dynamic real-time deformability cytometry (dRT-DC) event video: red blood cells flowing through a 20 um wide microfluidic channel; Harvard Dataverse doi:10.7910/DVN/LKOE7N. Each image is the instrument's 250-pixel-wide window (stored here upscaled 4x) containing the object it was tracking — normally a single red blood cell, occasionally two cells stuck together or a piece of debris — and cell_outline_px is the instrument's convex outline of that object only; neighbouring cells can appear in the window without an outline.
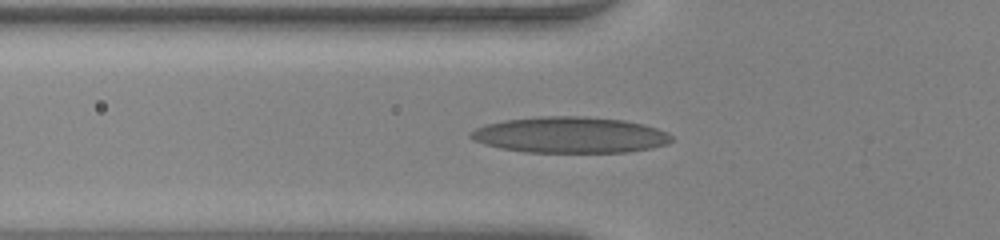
{"species": "human", "species_latin": "Homo sapiens", "temperature_condition": "warm", "stored_images_in_passage": 41, "camera_frame_rate_fps": 3000, "um_per_image_px": 0.085, "donor": {"sex": "female"}, "frame": {"image": 1, "passage_image": 11, "time_ms": 3.333, "image_size_px": [1000, 240], "cell_outline_px": [[672, 140], [668, 144], [652, 148], [628, 152], [524, 152], [500, 148], [484, 144], [472, 140], [468, 136], [468, 132], [476, 128], [488, 124], [504, 120], [540, 116], [584, 116], [624, 120], [644, 124], [668, 132], [672, 136]], "centroid_in_image_um": [48.45, 11.47], "position_along_channel_um": 77.3, "area_um2": 42.48}}
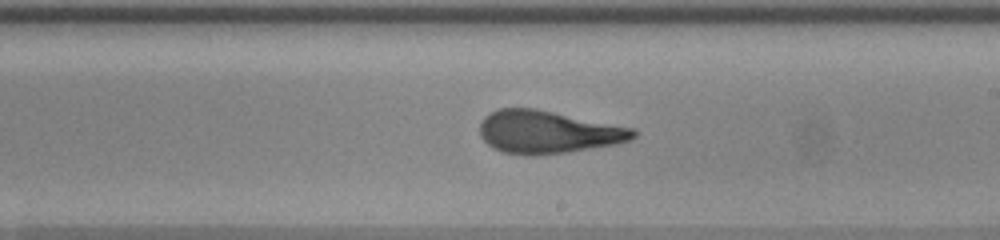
{"frame": {"image": 2, "passage_image": 23, "time_ms": 7.333, "image_size_px": [1000, 240], "cell_outline_px": [[636, 136], [632, 140], [616, 144], [568, 152], [536, 156], [532, 156], [504, 152], [492, 148], [480, 136], [480, 120], [488, 112], [500, 108], [536, 108], [636, 128]], "centroid_in_image_um": [46.57, 11.22], "position_along_channel_um": 242.4, "area_um2": 38.73}}
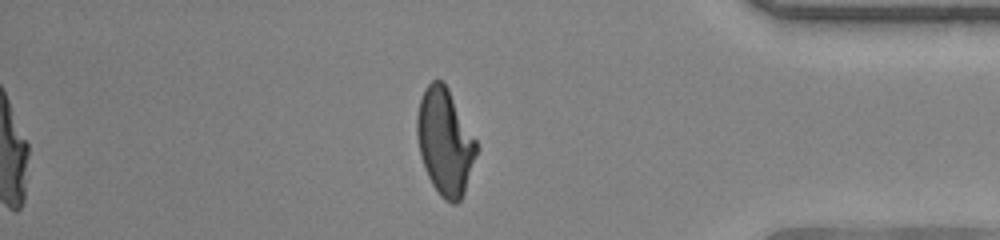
{"frame": {"image": 3, "passage_image": 36, "time_ms": 11.667, "image_size_px": [1000, 240], "cell_outline_px": [[476, 152], [464, 192], [460, 200], [456, 204], [452, 204], [444, 200], [440, 196], [432, 184], [424, 168], [420, 156], [416, 136], [416, 116], [420, 100], [424, 88], [432, 80], [440, 80], [448, 88], [476, 140]], "centroid_in_image_um": [37.78, 12.05], "position_along_channel_um": 397.4, "area_um2": 36.53}}